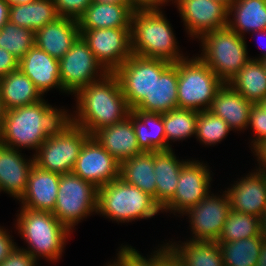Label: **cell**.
<instances>
[{"instance_id":"1f68e13d","label":"cell","mask_w":266,"mask_h":266,"mask_svg":"<svg viewBox=\"0 0 266 266\" xmlns=\"http://www.w3.org/2000/svg\"><path fill=\"white\" fill-rule=\"evenodd\" d=\"M246 100L259 104L266 97V69L261 60L251 58L229 82Z\"/></svg>"},{"instance_id":"4dcf8cb0","label":"cell","mask_w":266,"mask_h":266,"mask_svg":"<svg viewBox=\"0 0 266 266\" xmlns=\"http://www.w3.org/2000/svg\"><path fill=\"white\" fill-rule=\"evenodd\" d=\"M58 17L60 16L53 0H36L28 4L12 5L9 8L10 23L34 32Z\"/></svg>"},{"instance_id":"cb8c5ba5","label":"cell","mask_w":266,"mask_h":266,"mask_svg":"<svg viewBox=\"0 0 266 266\" xmlns=\"http://www.w3.org/2000/svg\"><path fill=\"white\" fill-rule=\"evenodd\" d=\"M253 105L229 83H224L218 89L209 111L222 118L232 130L239 131L248 127Z\"/></svg>"},{"instance_id":"5b68a950","label":"cell","mask_w":266,"mask_h":266,"mask_svg":"<svg viewBox=\"0 0 266 266\" xmlns=\"http://www.w3.org/2000/svg\"><path fill=\"white\" fill-rule=\"evenodd\" d=\"M162 212L153 197L121 178L98 188L97 214L116 222L149 219Z\"/></svg>"},{"instance_id":"83f0119b","label":"cell","mask_w":266,"mask_h":266,"mask_svg":"<svg viewBox=\"0 0 266 266\" xmlns=\"http://www.w3.org/2000/svg\"><path fill=\"white\" fill-rule=\"evenodd\" d=\"M43 94L19 68L0 78V97L5 110L43 100Z\"/></svg>"},{"instance_id":"91938a15","label":"cell","mask_w":266,"mask_h":266,"mask_svg":"<svg viewBox=\"0 0 266 266\" xmlns=\"http://www.w3.org/2000/svg\"><path fill=\"white\" fill-rule=\"evenodd\" d=\"M106 266H114V265L110 262V264L108 263V265H106Z\"/></svg>"},{"instance_id":"ee69618b","label":"cell","mask_w":266,"mask_h":266,"mask_svg":"<svg viewBox=\"0 0 266 266\" xmlns=\"http://www.w3.org/2000/svg\"><path fill=\"white\" fill-rule=\"evenodd\" d=\"M6 229L0 227V263H2L16 247ZM15 243V244H14Z\"/></svg>"},{"instance_id":"f6af8a7d","label":"cell","mask_w":266,"mask_h":266,"mask_svg":"<svg viewBox=\"0 0 266 266\" xmlns=\"http://www.w3.org/2000/svg\"><path fill=\"white\" fill-rule=\"evenodd\" d=\"M160 266H184L182 260L168 246V243L160 248Z\"/></svg>"},{"instance_id":"6da1fadb","label":"cell","mask_w":266,"mask_h":266,"mask_svg":"<svg viewBox=\"0 0 266 266\" xmlns=\"http://www.w3.org/2000/svg\"><path fill=\"white\" fill-rule=\"evenodd\" d=\"M73 125V115L41 100L9 109L5 113L0 143L15 149L38 150L48 137L64 133Z\"/></svg>"},{"instance_id":"d590c367","label":"cell","mask_w":266,"mask_h":266,"mask_svg":"<svg viewBox=\"0 0 266 266\" xmlns=\"http://www.w3.org/2000/svg\"><path fill=\"white\" fill-rule=\"evenodd\" d=\"M255 236H262L260 218L231 209L217 242H233Z\"/></svg>"},{"instance_id":"b9f144b4","label":"cell","mask_w":266,"mask_h":266,"mask_svg":"<svg viewBox=\"0 0 266 266\" xmlns=\"http://www.w3.org/2000/svg\"><path fill=\"white\" fill-rule=\"evenodd\" d=\"M37 260L24 248H18L17 246L9 254V256L0 263V266H36Z\"/></svg>"},{"instance_id":"f35d334b","label":"cell","mask_w":266,"mask_h":266,"mask_svg":"<svg viewBox=\"0 0 266 266\" xmlns=\"http://www.w3.org/2000/svg\"><path fill=\"white\" fill-rule=\"evenodd\" d=\"M120 248L117 259L113 260L114 266H160V248L155 250L148 259L139 254L132 246L124 245Z\"/></svg>"},{"instance_id":"e575fe53","label":"cell","mask_w":266,"mask_h":266,"mask_svg":"<svg viewBox=\"0 0 266 266\" xmlns=\"http://www.w3.org/2000/svg\"><path fill=\"white\" fill-rule=\"evenodd\" d=\"M263 236L219 243L224 266H256Z\"/></svg>"},{"instance_id":"44dd1931","label":"cell","mask_w":266,"mask_h":266,"mask_svg":"<svg viewBox=\"0 0 266 266\" xmlns=\"http://www.w3.org/2000/svg\"><path fill=\"white\" fill-rule=\"evenodd\" d=\"M92 136L119 163L142 153L132 123V111L124 120L101 128Z\"/></svg>"},{"instance_id":"ac0fdd59","label":"cell","mask_w":266,"mask_h":266,"mask_svg":"<svg viewBox=\"0 0 266 266\" xmlns=\"http://www.w3.org/2000/svg\"><path fill=\"white\" fill-rule=\"evenodd\" d=\"M60 175L34 164L29 174L26 191L19 199L21 207L52 213L56 205Z\"/></svg>"},{"instance_id":"f1b7e54d","label":"cell","mask_w":266,"mask_h":266,"mask_svg":"<svg viewBox=\"0 0 266 266\" xmlns=\"http://www.w3.org/2000/svg\"><path fill=\"white\" fill-rule=\"evenodd\" d=\"M119 178L138 187L156 201L154 152H142L121 162Z\"/></svg>"},{"instance_id":"f5cc1de1","label":"cell","mask_w":266,"mask_h":266,"mask_svg":"<svg viewBox=\"0 0 266 266\" xmlns=\"http://www.w3.org/2000/svg\"><path fill=\"white\" fill-rule=\"evenodd\" d=\"M9 6H12V5H23V4H28V3H32L36 0H5Z\"/></svg>"},{"instance_id":"d6a6232c","label":"cell","mask_w":266,"mask_h":266,"mask_svg":"<svg viewBox=\"0 0 266 266\" xmlns=\"http://www.w3.org/2000/svg\"><path fill=\"white\" fill-rule=\"evenodd\" d=\"M168 246L182 260L184 266H224L220 245L217 241L187 240Z\"/></svg>"},{"instance_id":"60d3db41","label":"cell","mask_w":266,"mask_h":266,"mask_svg":"<svg viewBox=\"0 0 266 266\" xmlns=\"http://www.w3.org/2000/svg\"><path fill=\"white\" fill-rule=\"evenodd\" d=\"M253 129L254 137L251 143L254 147L261 140L266 139V111L258 104H254L250 110L249 125Z\"/></svg>"},{"instance_id":"816d5d0a","label":"cell","mask_w":266,"mask_h":266,"mask_svg":"<svg viewBox=\"0 0 266 266\" xmlns=\"http://www.w3.org/2000/svg\"><path fill=\"white\" fill-rule=\"evenodd\" d=\"M260 226H261V235L266 240V210L262 214L260 218Z\"/></svg>"},{"instance_id":"c3c4849f","label":"cell","mask_w":266,"mask_h":266,"mask_svg":"<svg viewBox=\"0 0 266 266\" xmlns=\"http://www.w3.org/2000/svg\"><path fill=\"white\" fill-rule=\"evenodd\" d=\"M9 4L5 0H0V29L9 22Z\"/></svg>"},{"instance_id":"7a4b0ae2","label":"cell","mask_w":266,"mask_h":266,"mask_svg":"<svg viewBox=\"0 0 266 266\" xmlns=\"http://www.w3.org/2000/svg\"><path fill=\"white\" fill-rule=\"evenodd\" d=\"M75 96L77 111L73 124L91 136L101 128L124 120L132 111L114 73H107L102 79L81 88Z\"/></svg>"},{"instance_id":"2e32d148","label":"cell","mask_w":266,"mask_h":266,"mask_svg":"<svg viewBox=\"0 0 266 266\" xmlns=\"http://www.w3.org/2000/svg\"><path fill=\"white\" fill-rule=\"evenodd\" d=\"M72 172L97 188L120 176V163L90 136L84 143Z\"/></svg>"},{"instance_id":"680465c9","label":"cell","mask_w":266,"mask_h":266,"mask_svg":"<svg viewBox=\"0 0 266 266\" xmlns=\"http://www.w3.org/2000/svg\"><path fill=\"white\" fill-rule=\"evenodd\" d=\"M263 65L265 66V69H266V58H264L263 60H261Z\"/></svg>"},{"instance_id":"836d02e7","label":"cell","mask_w":266,"mask_h":266,"mask_svg":"<svg viewBox=\"0 0 266 266\" xmlns=\"http://www.w3.org/2000/svg\"><path fill=\"white\" fill-rule=\"evenodd\" d=\"M165 129L166 150L172 149L169 140L179 141L196 135L198 111L194 109L175 108L161 113Z\"/></svg>"},{"instance_id":"8d00e7d4","label":"cell","mask_w":266,"mask_h":266,"mask_svg":"<svg viewBox=\"0 0 266 266\" xmlns=\"http://www.w3.org/2000/svg\"><path fill=\"white\" fill-rule=\"evenodd\" d=\"M35 46V32L10 22L0 29V48L12 54L18 61Z\"/></svg>"},{"instance_id":"7dc6e473","label":"cell","mask_w":266,"mask_h":266,"mask_svg":"<svg viewBox=\"0 0 266 266\" xmlns=\"http://www.w3.org/2000/svg\"><path fill=\"white\" fill-rule=\"evenodd\" d=\"M252 149L253 153L256 152L257 161L259 162V168L256 169L260 172L266 173V139L261 140Z\"/></svg>"},{"instance_id":"e0dca14e","label":"cell","mask_w":266,"mask_h":266,"mask_svg":"<svg viewBox=\"0 0 266 266\" xmlns=\"http://www.w3.org/2000/svg\"><path fill=\"white\" fill-rule=\"evenodd\" d=\"M227 188L231 209L261 218L266 210V173L256 170Z\"/></svg>"},{"instance_id":"4fadbf2b","label":"cell","mask_w":266,"mask_h":266,"mask_svg":"<svg viewBox=\"0 0 266 266\" xmlns=\"http://www.w3.org/2000/svg\"><path fill=\"white\" fill-rule=\"evenodd\" d=\"M207 164L198 160H187L180 172L179 181L173 198L162 208L175 214H184L188 209L197 205L209 193L211 173ZM175 212V213H174Z\"/></svg>"},{"instance_id":"3957f363","label":"cell","mask_w":266,"mask_h":266,"mask_svg":"<svg viewBox=\"0 0 266 266\" xmlns=\"http://www.w3.org/2000/svg\"><path fill=\"white\" fill-rule=\"evenodd\" d=\"M160 10H136L131 18L132 54L176 63L179 51L173 28Z\"/></svg>"},{"instance_id":"f546056e","label":"cell","mask_w":266,"mask_h":266,"mask_svg":"<svg viewBox=\"0 0 266 266\" xmlns=\"http://www.w3.org/2000/svg\"><path fill=\"white\" fill-rule=\"evenodd\" d=\"M132 123L142 152L166 150L165 129L161 113L132 110Z\"/></svg>"},{"instance_id":"11a10c76","label":"cell","mask_w":266,"mask_h":266,"mask_svg":"<svg viewBox=\"0 0 266 266\" xmlns=\"http://www.w3.org/2000/svg\"><path fill=\"white\" fill-rule=\"evenodd\" d=\"M258 105L266 111V97Z\"/></svg>"},{"instance_id":"d6986e66","label":"cell","mask_w":266,"mask_h":266,"mask_svg":"<svg viewBox=\"0 0 266 266\" xmlns=\"http://www.w3.org/2000/svg\"><path fill=\"white\" fill-rule=\"evenodd\" d=\"M19 149L0 143V192L4 191L19 200L26 191L34 157L25 159Z\"/></svg>"},{"instance_id":"4316f807","label":"cell","mask_w":266,"mask_h":266,"mask_svg":"<svg viewBox=\"0 0 266 266\" xmlns=\"http://www.w3.org/2000/svg\"><path fill=\"white\" fill-rule=\"evenodd\" d=\"M228 13V27L239 36L244 37L245 32L266 34V0H234Z\"/></svg>"},{"instance_id":"30bf717a","label":"cell","mask_w":266,"mask_h":266,"mask_svg":"<svg viewBox=\"0 0 266 266\" xmlns=\"http://www.w3.org/2000/svg\"><path fill=\"white\" fill-rule=\"evenodd\" d=\"M171 63L161 59L132 54L114 72L118 77L127 104L133 110L151 93L154 80Z\"/></svg>"},{"instance_id":"6f0895ef","label":"cell","mask_w":266,"mask_h":266,"mask_svg":"<svg viewBox=\"0 0 266 266\" xmlns=\"http://www.w3.org/2000/svg\"><path fill=\"white\" fill-rule=\"evenodd\" d=\"M264 58H266V50L264 51V53H262L261 57L255 58V60H263Z\"/></svg>"},{"instance_id":"9c48e42d","label":"cell","mask_w":266,"mask_h":266,"mask_svg":"<svg viewBox=\"0 0 266 266\" xmlns=\"http://www.w3.org/2000/svg\"><path fill=\"white\" fill-rule=\"evenodd\" d=\"M90 136L73 124L64 133L48 137L33 155L35 165L58 174L72 172L81 148Z\"/></svg>"},{"instance_id":"681fc988","label":"cell","mask_w":266,"mask_h":266,"mask_svg":"<svg viewBox=\"0 0 266 266\" xmlns=\"http://www.w3.org/2000/svg\"><path fill=\"white\" fill-rule=\"evenodd\" d=\"M256 266H266V240L265 239L262 242L261 251H260Z\"/></svg>"},{"instance_id":"7bdbcfd3","label":"cell","mask_w":266,"mask_h":266,"mask_svg":"<svg viewBox=\"0 0 266 266\" xmlns=\"http://www.w3.org/2000/svg\"><path fill=\"white\" fill-rule=\"evenodd\" d=\"M19 61L8 51L0 48V78L18 69Z\"/></svg>"},{"instance_id":"ab89813d","label":"cell","mask_w":266,"mask_h":266,"mask_svg":"<svg viewBox=\"0 0 266 266\" xmlns=\"http://www.w3.org/2000/svg\"><path fill=\"white\" fill-rule=\"evenodd\" d=\"M57 13L62 17L77 19L85 12L92 0H53Z\"/></svg>"},{"instance_id":"8fae6325","label":"cell","mask_w":266,"mask_h":266,"mask_svg":"<svg viewBox=\"0 0 266 266\" xmlns=\"http://www.w3.org/2000/svg\"><path fill=\"white\" fill-rule=\"evenodd\" d=\"M59 68L64 92H73L74 95L81 88L102 79L108 73L96 60L81 35L70 50L59 59Z\"/></svg>"},{"instance_id":"74e56055","label":"cell","mask_w":266,"mask_h":266,"mask_svg":"<svg viewBox=\"0 0 266 266\" xmlns=\"http://www.w3.org/2000/svg\"><path fill=\"white\" fill-rule=\"evenodd\" d=\"M196 138L205 145L220 143L232 129L209 110L198 111Z\"/></svg>"},{"instance_id":"db71d44e","label":"cell","mask_w":266,"mask_h":266,"mask_svg":"<svg viewBox=\"0 0 266 266\" xmlns=\"http://www.w3.org/2000/svg\"><path fill=\"white\" fill-rule=\"evenodd\" d=\"M95 2H102V3H128L127 0H92Z\"/></svg>"},{"instance_id":"603a6c76","label":"cell","mask_w":266,"mask_h":266,"mask_svg":"<svg viewBox=\"0 0 266 266\" xmlns=\"http://www.w3.org/2000/svg\"><path fill=\"white\" fill-rule=\"evenodd\" d=\"M178 62L171 63L156 76L151 93L133 109L146 113H165L178 108Z\"/></svg>"},{"instance_id":"ba28073f","label":"cell","mask_w":266,"mask_h":266,"mask_svg":"<svg viewBox=\"0 0 266 266\" xmlns=\"http://www.w3.org/2000/svg\"><path fill=\"white\" fill-rule=\"evenodd\" d=\"M98 188L73 172L60 175L55 217L70 231L81 220L97 212Z\"/></svg>"},{"instance_id":"bcb514c9","label":"cell","mask_w":266,"mask_h":266,"mask_svg":"<svg viewBox=\"0 0 266 266\" xmlns=\"http://www.w3.org/2000/svg\"><path fill=\"white\" fill-rule=\"evenodd\" d=\"M131 8L136 10H160L163 4L173 0H127Z\"/></svg>"},{"instance_id":"9f6ffc18","label":"cell","mask_w":266,"mask_h":266,"mask_svg":"<svg viewBox=\"0 0 266 266\" xmlns=\"http://www.w3.org/2000/svg\"><path fill=\"white\" fill-rule=\"evenodd\" d=\"M217 1L224 3L225 5L229 7L233 3L234 0H217Z\"/></svg>"},{"instance_id":"5bb4252c","label":"cell","mask_w":266,"mask_h":266,"mask_svg":"<svg viewBox=\"0 0 266 266\" xmlns=\"http://www.w3.org/2000/svg\"><path fill=\"white\" fill-rule=\"evenodd\" d=\"M224 192L222 196L209 194L183 214L189 215L194 234L190 240L217 241L231 210L229 196L226 190Z\"/></svg>"},{"instance_id":"52a82bcc","label":"cell","mask_w":266,"mask_h":266,"mask_svg":"<svg viewBox=\"0 0 266 266\" xmlns=\"http://www.w3.org/2000/svg\"><path fill=\"white\" fill-rule=\"evenodd\" d=\"M193 58L178 61V108L209 110L224 83L199 56Z\"/></svg>"},{"instance_id":"277c9868","label":"cell","mask_w":266,"mask_h":266,"mask_svg":"<svg viewBox=\"0 0 266 266\" xmlns=\"http://www.w3.org/2000/svg\"><path fill=\"white\" fill-rule=\"evenodd\" d=\"M17 230L28 243L26 250L36 260L45 257L49 261L61 258L70 230L53 213L21 207L17 215Z\"/></svg>"},{"instance_id":"484cf974","label":"cell","mask_w":266,"mask_h":266,"mask_svg":"<svg viewBox=\"0 0 266 266\" xmlns=\"http://www.w3.org/2000/svg\"><path fill=\"white\" fill-rule=\"evenodd\" d=\"M185 162L177 159L172 149L154 152L156 203L161 208L173 198Z\"/></svg>"},{"instance_id":"8992f818","label":"cell","mask_w":266,"mask_h":266,"mask_svg":"<svg viewBox=\"0 0 266 266\" xmlns=\"http://www.w3.org/2000/svg\"><path fill=\"white\" fill-rule=\"evenodd\" d=\"M199 41L203 49L200 58L223 83H229L251 59L245 37L228 26L204 34Z\"/></svg>"},{"instance_id":"9a60e30c","label":"cell","mask_w":266,"mask_h":266,"mask_svg":"<svg viewBox=\"0 0 266 266\" xmlns=\"http://www.w3.org/2000/svg\"><path fill=\"white\" fill-rule=\"evenodd\" d=\"M190 37L200 39L204 34L228 26L229 7L217 0H174Z\"/></svg>"},{"instance_id":"f907efd6","label":"cell","mask_w":266,"mask_h":266,"mask_svg":"<svg viewBox=\"0 0 266 266\" xmlns=\"http://www.w3.org/2000/svg\"><path fill=\"white\" fill-rule=\"evenodd\" d=\"M5 113H6V110L4 108L3 101H2V99L0 97V135H1L2 131H3Z\"/></svg>"},{"instance_id":"7402d4cb","label":"cell","mask_w":266,"mask_h":266,"mask_svg":"<svg viewBox=\"0 0 266 266\" xmlns=\"http://www.w3.org/2000/svg\"><path fill=\"white\" fill-rule=\"evenodd\" d=\"M18 68L30 78L43 95L55 87L64 91L60 79L59 60L36 46L22 57Z\"/></svg>"},{"instance_id":"d4e9b609","label":"cell","mask_w":266,"mask_h":266,"mask_svg":"<svg viewBox=\"0 0 266 266\" xmlns=\"http://www.w3.org/2000/svg\"><path fill=\"white\" fill-rule=\"evenodd\" d=\"M133 11L129 3L92 1L78 18L79 29L131 28Z\"/></svg>"},{"instance_id":"ffe728a7","label":"cell","mask_w":266,"mask_h":266,"mask_svg":"<svg viewBox=\"0 0 266 266\" xmlns=\"http://www.w3.org/2000/svg\"><path fill=\"white\" fill-rule=\"evenodd\" d=\"M79 36L78 20L60 16L35 32V46L59 60Z\"/></svg>"},{"instance_id":"7c38bea8","label":"cell","mask_w":266,"mask_h":266,"mask_svg":"<svg viewBox=\"0 0 266 266\" xmlns=\"http://www.w3.org/2000/svg\"><path fill=\"white\" fill-rule=\"evenodd\" d=\"M80 35L108 73H114L132 55L131 28L80 30Z\"/></svg>"}]
</instances>
